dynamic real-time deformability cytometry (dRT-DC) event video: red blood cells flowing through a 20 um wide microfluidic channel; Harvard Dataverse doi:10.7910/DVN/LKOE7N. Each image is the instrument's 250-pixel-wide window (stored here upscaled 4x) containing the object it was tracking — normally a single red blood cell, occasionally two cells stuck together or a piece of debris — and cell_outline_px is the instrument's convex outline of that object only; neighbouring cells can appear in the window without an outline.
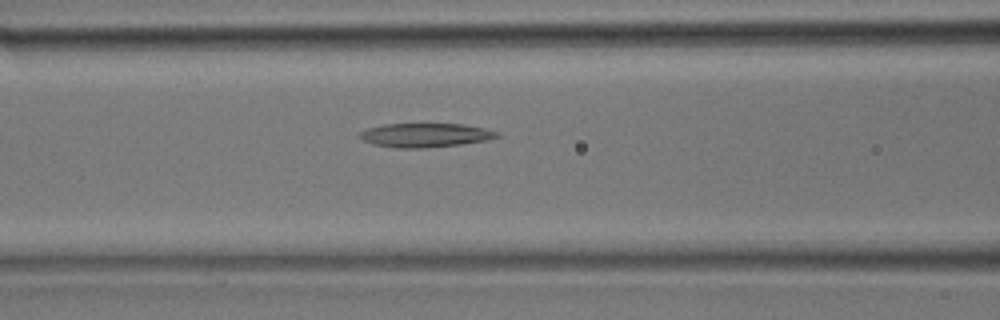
{"species": "common noctule bat (a hibernating species)", "species_latin": "Nyctalus noctula", "temperature_condition": "room temperature", "stored_images_in_passage": 20, "camera_frame_rate_fps": 3000, "um_per_image_px": 0.085, "animal": {"sex": "male", "body_mass_g": 17.9}, "frame": {"image": 1, "passage_image": 12, "time_ms": 3.667, "image_size_px": [1000, 320], "cell_outline_px": [[500, 136], [488, 140], [460, 144], [424, 148], [396, 148], [372, 144], [364, 140], [360, 136], [360, 132], [368, 128], [384, 124], [464, 124], [484, 128], [496, 132]], "centroid_in_image_um": [36.15, 11.49], "position_along_channel_um": 130.5, "area_um2": 19.02}}
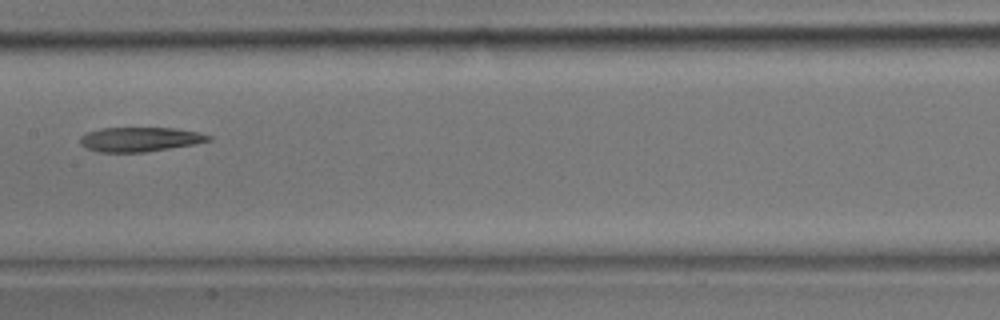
{"frame": {"image": 2, "passage_image": 15, "time_ms": 4.667, "image_size_px": [1000, 320], "cell_outline_px": [[212, 140], [192, 144], [144, 152], [100, 152], [88, 148], [80, 144], [80, 136], [88, 132], [100, 128], [172, 128], [196, 132], [212, 136]], "centroid_in_image_um": [11.86, 11.84], "position_along_channel_um": 195.5, "area_um2": 17.98}}
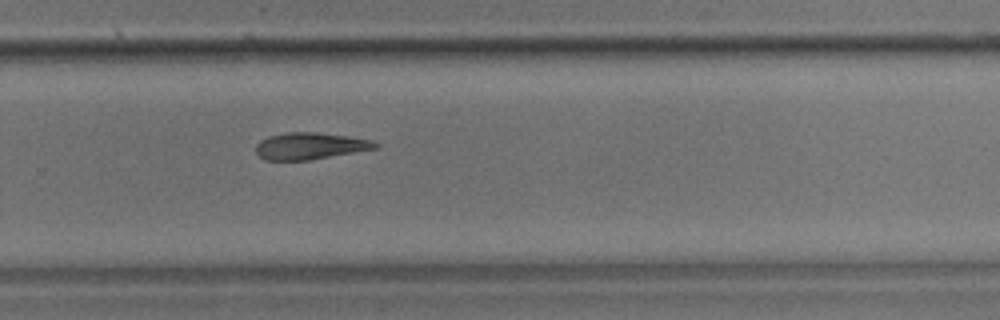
{"frame": {"image": 3, "passage_image": 20, "time_ms": 6.333, "image_size_px": [1000, 320], "cell_outline_px": [[380, 148], [308, 160], [264, 160], [256, 152], [256, 144], [260, 140], [268, 136], [288, 132], [316, 132], [372, 140], [380, 144]], "centroid_in_image_um": [26.36, 12.41], "position_along_channel_um": 303.4, "area_um2": 18.61}}